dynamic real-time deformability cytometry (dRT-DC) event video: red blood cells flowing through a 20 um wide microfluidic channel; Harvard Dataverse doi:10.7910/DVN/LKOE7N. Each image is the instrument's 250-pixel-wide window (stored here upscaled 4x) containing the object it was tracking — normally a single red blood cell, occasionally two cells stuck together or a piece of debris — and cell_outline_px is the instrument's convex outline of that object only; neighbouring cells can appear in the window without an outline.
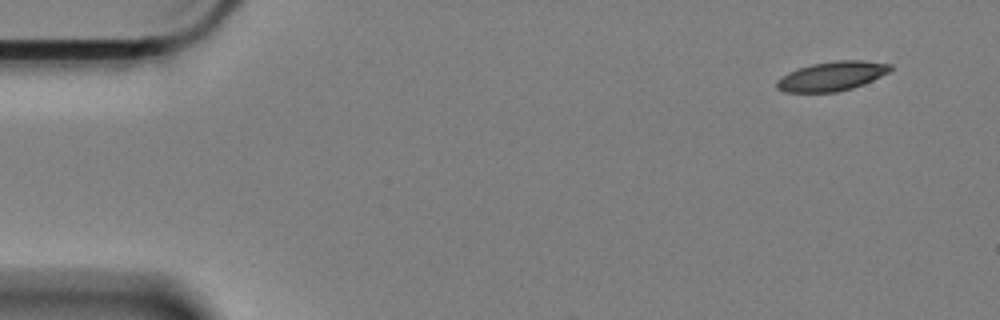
{"species": "Egyptian fruit bat (a non-hibernating species)", "species_latin": "Rousettus aegyptiacus", "temperature_condition": "cold", "stored_images_in_passage": 8, "camera_frame_rate_fps": 3000, "um_per_image_px": 0.085, "animal": {"sex": "female"}, "frame": {"image": 1, "passage_image": 1, "time_ms": 0.0, "image_size_px": [1000, 320], "cell_outline_px": [[892, 68], [888, 72], [864, 84], [852, 88], [836, 92], [784, 92], [776, 88], [776, 80], [788, 72], [812, 64], [836, 60], [864, 60], [892, 64]], "centroid_in_image_um": [70.7, 6.47], "position_along_channel_um": 14.3, "area_um2": 19.36}}